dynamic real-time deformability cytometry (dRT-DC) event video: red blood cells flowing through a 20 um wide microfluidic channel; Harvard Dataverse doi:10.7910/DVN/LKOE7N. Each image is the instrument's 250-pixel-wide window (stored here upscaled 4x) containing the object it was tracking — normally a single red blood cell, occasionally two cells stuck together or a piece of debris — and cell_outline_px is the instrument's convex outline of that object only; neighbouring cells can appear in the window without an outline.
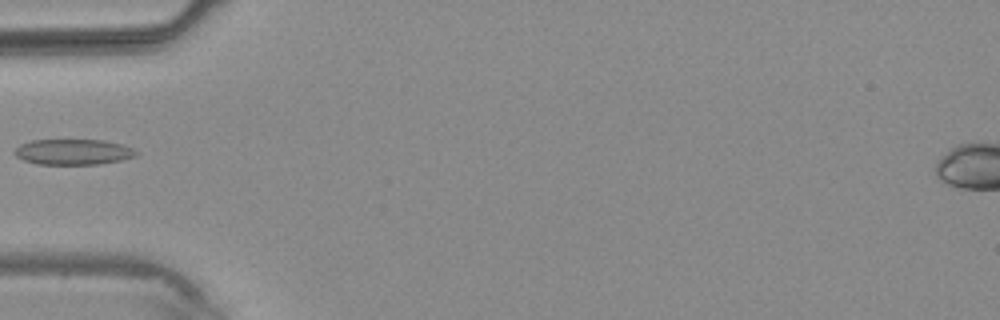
{"species": "common noctule bat (a hibernating species)", "species_latin": "Nyctalus noctula", "temperature_condition": "warm", "stored_images_in_passage": 4, "camera_frame_rate_fps": 3000, "um_per_image_px": 0.085, "animal": {"sex": "male", "body_mass_g": 20.4}, "frame": {"image": 1, "passage_image": 4, "time_ms": 3.667, "image_size_px": [1000, 320], "cell_outline_px": [[140, 152], [136, 156], [120, 160], [100, 164], [36, 164], [24, 160], [16, 156], [12, 152], [20, 144], [32, 140], [104, 140], [120, 144], [132, 148]], "centroid_in_image_um": [6.21, 12.91], "position_along_channel_um": 78.8, "area_um2": 18.15}}